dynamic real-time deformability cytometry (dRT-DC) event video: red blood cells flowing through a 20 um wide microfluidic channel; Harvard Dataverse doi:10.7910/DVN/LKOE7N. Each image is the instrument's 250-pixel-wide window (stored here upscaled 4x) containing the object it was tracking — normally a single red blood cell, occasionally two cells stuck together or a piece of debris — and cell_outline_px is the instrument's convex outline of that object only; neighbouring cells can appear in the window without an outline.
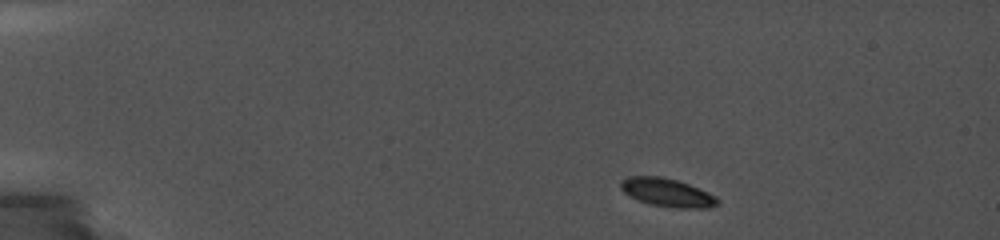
{"species": "common noctule bat (a hibernating species)", "species_latin": "Nyctalus noctula", "temperature_condition": "cold", "stored_images_in_passage": 11, "camera_frame_rate_fps": 5000, "um_per_image_px": 0.085, "animal": {"sex": "female", "body_mass_g": 19.0, "forearm_length_mm": 56.7}, "frame": {"image": 1, "passage_image": 1, "time_ms": 0.0, "image_size_px": [1000, 240], "cell_outline_px": [[720, 204], [708, 208], [676, 208], [648, 204], [624, 192], [620, 188], [620, 180], [628, 176], [660, 176], [676, 180], [688, 184], [708, 192], [716, 196], [720, 200]], "centroid_in_image_um": [56.73, 16.37], "position_along_channel_um": 28.3, "area_um2": 16.01}}
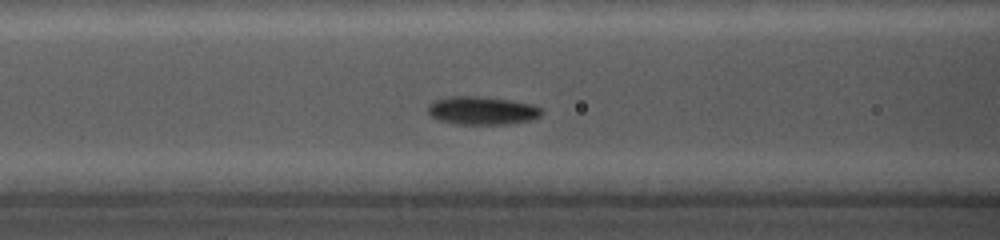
{"frame": {"image": 2, "passage_image": 7, "time_ms": 5.2, "image_size_px": [1000, 240], "cell_outline_px": [[544, 112], [540, 116], [532, 120], [508, 124], [456, 124], [440, 120], [432, 116], [428, 112], [428, 104], [432, 100], [448, 96], [480, 96], [512, 100], [532, 104], [544, 108]], "centroid_in_image_um": [41.01, 9.38], "position_along_channel_um": 125.6, "area_um2": 19.02}}
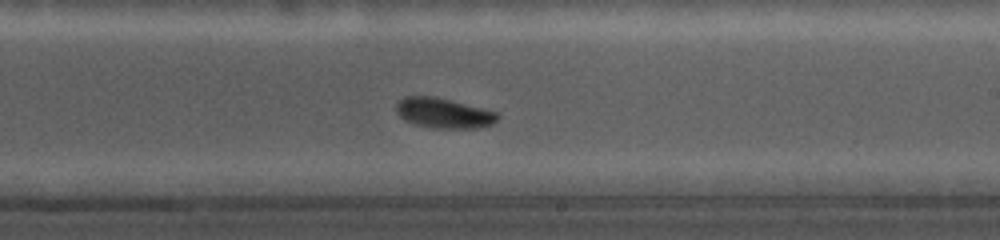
{"frame": {"image": 3, "passage_image": 11, "time_ms": 8.6, "image_size_px": [1000, 240], "cell_outline_px": [[500, 116], [492, 124], [476, 128], [432, 128], [412, 124], [404, 120], [396, 112], [396, 104], [404, 96], [436, 96], [484, 108], [496, 112]], "centroid_in_image_um": [37.69, 9.61], "position_along_channel_um": 251.3, "area_um2": 17.98}}